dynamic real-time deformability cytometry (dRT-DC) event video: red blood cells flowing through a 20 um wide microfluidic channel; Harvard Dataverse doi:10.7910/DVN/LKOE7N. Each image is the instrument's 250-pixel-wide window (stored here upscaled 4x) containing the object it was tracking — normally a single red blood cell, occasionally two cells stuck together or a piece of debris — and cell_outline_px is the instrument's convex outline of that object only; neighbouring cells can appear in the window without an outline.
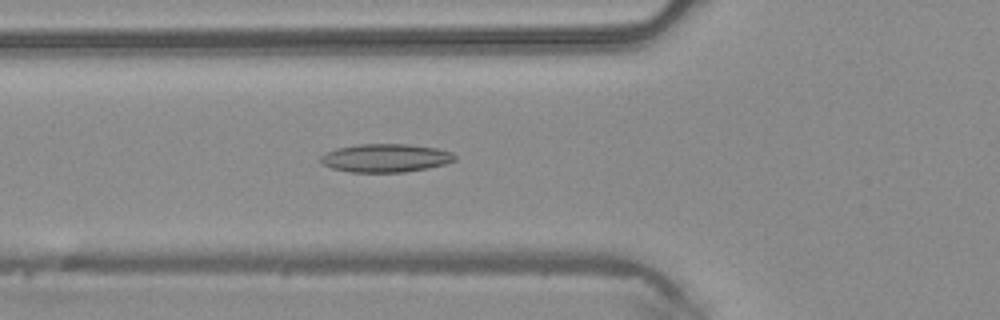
{"species": "common noctule bat (a hibernating species)", "species_latin": "Nyctalus noctula", "temperature_condition": "warm", "stored_images_in_passage": 45, "camera_frame_rate_fps": 3000, "um_per_image_px": 0.085, "animal": {"sex": "male", "body_mass_g": 20.4}, "frame": {"image": 1, "passage_image": 15, "time_ms": 4.667, "image_size_px": [1000, 320], "cell_outline_px": [[456, 160], [444, 164], [428, 168], [404, 172], [348, 172], [332, 168], [320, 164], [320, 156], [324, 152], [336, 148], [360, 144], [408, 144], [436, 148], [452, 152], [456, 156]], "centroid_in_image_um": [32.74, 13.43], "position_along_channel_um": 93.1, "area_um2": 22.31}}
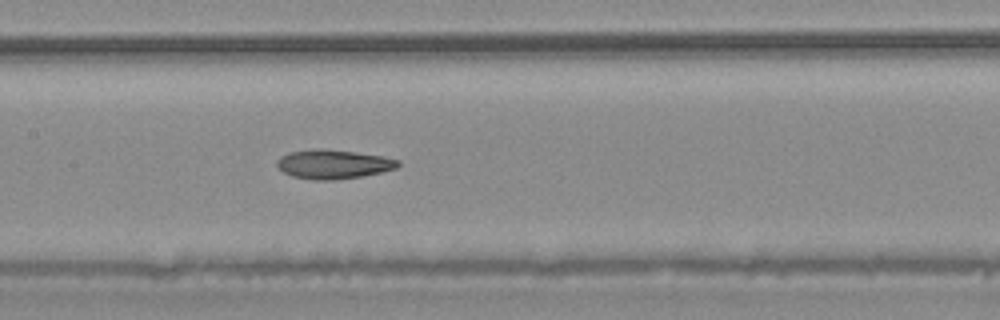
{"frame": {"image": 2, "passage_image": 21, "time_ms": 6.667, "image_size_px": [1000, 320], "cell_outline_px": [[400, 164], [396, 168], [364, 176], [332, 180], [312, 180], [292, 176], [284, 172], [276, 164], [276, 160], [280, 156], [288, 152], [316, 148], [320, 148], [356, 152], [384, 156], [400, 160]], "centroid_in_image_um": [28.32, 13.95], "position_along_channel_um": 179.1, "area_um2": 20.69}}
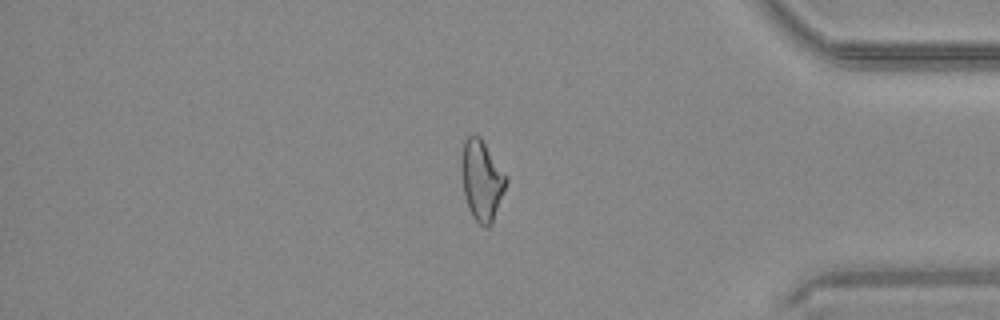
{"frame": {"image": 3, "passage_image": 38, "time_ms": 12.333, "image_size_px": [1000, 320], "cell_outline_px": [[508, 180], [492, 224], [488, 228], [484, 228], [472, 216], [468, 208], [464, 192], [460, 168], [460, 160], [464, 140], [472, 132], [480, 136], [508, 176]], "centroid_in_image_um": [40.94, 15.29], "position_along_channel_um": 394.3, "area_um2": 21.33}, "authors_computed_cell_mechanics": {"area_um2": 21.2704, "velocity_mm_per_s": 4.2695, "shape_relaxation_time_tau1_ms": null, "shape_relaxation_time_tau2_ms": 4.0397, "deformation_change_tau1": null, "deformation_change_tau2": 0.1307}}